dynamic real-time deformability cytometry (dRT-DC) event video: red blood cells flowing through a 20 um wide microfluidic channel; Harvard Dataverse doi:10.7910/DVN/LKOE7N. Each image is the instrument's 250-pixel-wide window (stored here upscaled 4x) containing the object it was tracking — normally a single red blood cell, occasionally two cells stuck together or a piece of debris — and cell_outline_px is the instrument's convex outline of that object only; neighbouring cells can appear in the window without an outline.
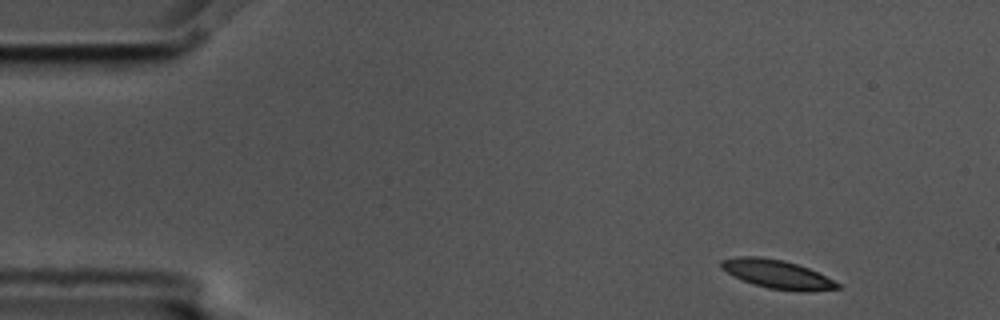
{"species": "common noctule bat (a hibernating species)", "species_latin": "Nyctalus noctula", "temperature_condition": "cold", "stored_images_in_passage": 2, "camera_frame_rate_fps": 3000, "um_per_image_px": 0.085, "animal": {"sex": "male", "body_mass_g": 17.5, "forearm_length_mm": 52.3}, "frame": {"image": 1, "passage_image": 2, "time_ms": 0.333, "image_size_px": [1000, 320], "cell_outline_px": [[840, 288], [808, 292], [804, 292], [768, 288], [752, 284], [720, 268], [720, 260], [740, 256], [760, 256], [784, 260], [808, 268], [840, 284]], "centroid_in_image_um": [66.05, 23.3], "position_along_channel_um": 19.0, "area_um2": 19.19}}